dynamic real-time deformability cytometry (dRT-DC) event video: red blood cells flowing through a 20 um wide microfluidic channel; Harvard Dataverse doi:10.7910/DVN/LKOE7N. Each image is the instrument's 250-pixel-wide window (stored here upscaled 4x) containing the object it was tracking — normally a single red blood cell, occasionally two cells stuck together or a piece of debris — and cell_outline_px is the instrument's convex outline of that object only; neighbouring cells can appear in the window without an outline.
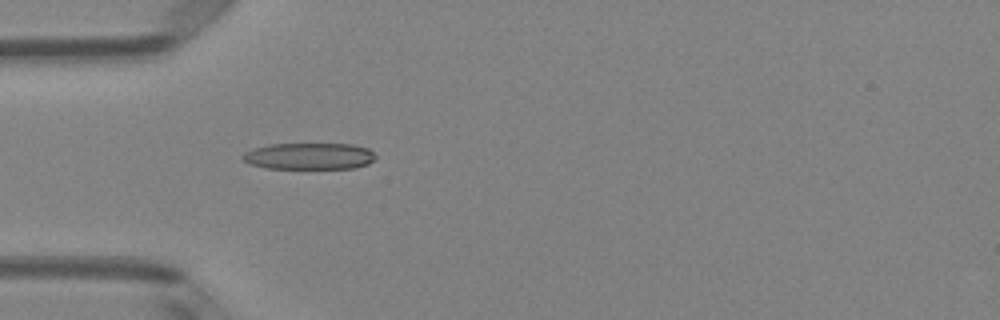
{"species": "Egyptian fruit bat (a non-hibernating species)", "species_latin": "Rousettus aegyptiacus", "temperature_condition": "room temperature", "stored_images_in_passage": 5, "camera_frame_rate_fps": 3000, "um_per_image_px": 0.085, "animal": {"sex": "female"}, "frame": {"image": 1, "passage_image": 5, "time_ms": 1.333, "image_size_px": [1000, 320], "cell_outline_px": [[376, 156], [368, 164], [356, 168], [264, 168], [248, 164], [240, 156], [244, 152], [252, 148], [268, 144], [352, 144], [368, 148]], "centroid_in_image_um": [26.23, 13.27], "position_along_channel_um": 58.8, "area_um2": 20.69}}